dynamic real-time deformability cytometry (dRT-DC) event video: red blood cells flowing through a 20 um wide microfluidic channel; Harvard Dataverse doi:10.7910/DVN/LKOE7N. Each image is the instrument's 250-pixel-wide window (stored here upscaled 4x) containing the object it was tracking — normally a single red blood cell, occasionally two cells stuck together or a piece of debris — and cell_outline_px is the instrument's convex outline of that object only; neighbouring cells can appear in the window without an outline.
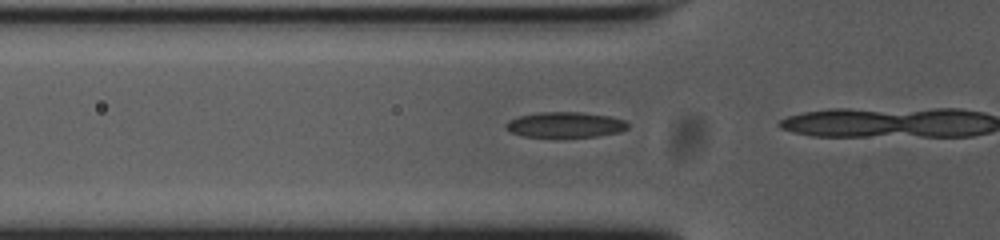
{"species": "common noctule bat (a hibernating species)", "species_latin": "Nyctalus noctula", "temperature_condition": "cold", "stored_images_in_passage": 15, "camera_frame_rate_fps": 3000, "um_per_image_px": 0.085, "animal": {"sex": "female", "body_mass_g": 23.0, "forearm_length_mm": 53.4}, "frame": {"image": 1, "passage_image": 13, "time_ms": 4.0, "image_size_px": [1000, 240], "cell_outline_px": [[628, 128], [620, 132], [596, 136], [524, 136], [512, 132], [504, 128], [504, 124], [508, 120], [520, 116], [540, 112], [580, 112], [612, 116], [624, 120], [628, 124]], "centroid_in_image_um": [48.05, 10.59], "position_along_channel_um": 77.7, "area_um2": 17.92}}